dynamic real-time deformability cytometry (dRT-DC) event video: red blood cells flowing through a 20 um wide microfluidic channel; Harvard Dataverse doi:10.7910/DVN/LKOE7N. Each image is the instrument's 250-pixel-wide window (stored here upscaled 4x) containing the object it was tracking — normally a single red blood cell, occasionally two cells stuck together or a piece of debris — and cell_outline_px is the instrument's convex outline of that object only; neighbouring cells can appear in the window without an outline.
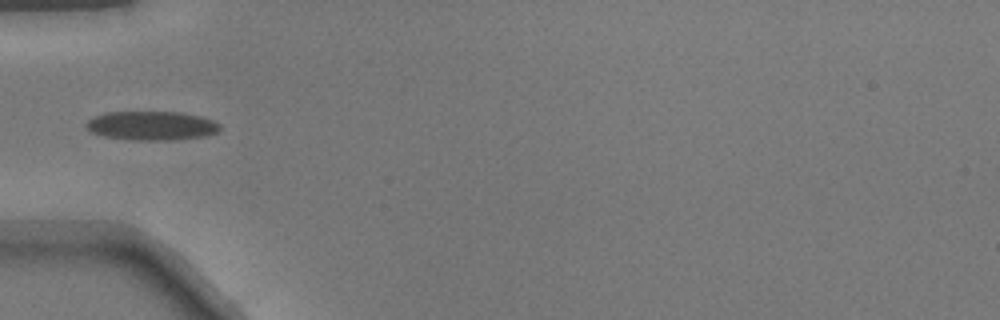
{"species": "common noctule bat (a hibernating species)", "species_latin": "Nyctalus noctula", "temperature_condition": "warm", "stored_images_in_passage": 34, "camera_frame_rate_fps": 3000, "um_per_image_px": 0.085, "animal": {"sex": "male", "body_mass_g": 17.9}, "frame": {"image": 1, "passage_image": 1, "time_ms": 0.0, "image_size_px": [1000, 320], "cell_outline_px": [[220, 128], [216, 132], [204, 136], [168, 140], [136, 140], [104, 136], [92, 132], [88, 128], [88, 120], [96, 116], [108, 112], [180, 112], [200, 116], [212, 120], [220, 124]], "centroid_in_image_um": [12.92, 10.68], "position_along_channel_um": 72.1, "area_um2": 22.2}}
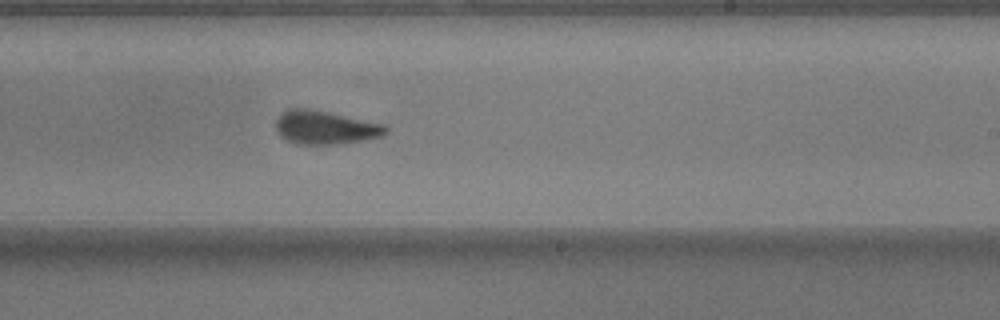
{"frame": {"image": 2, "passage_image": 15, "time_ms": 4.667, "image_size_px": [1000, 320], "cell_outline_px": [[388, 132], [384, 136], [336, 144], [296, 144], [280, 136], [276, 128], [276, 120], [280, 112], [288, 108], [308, 108], [328, 112], [384, 124], [388, 128]], "centroid_in_image_um": [27.62, 10.82], "position_along_channel_um": 261.4, "area_um2": 21.44}}
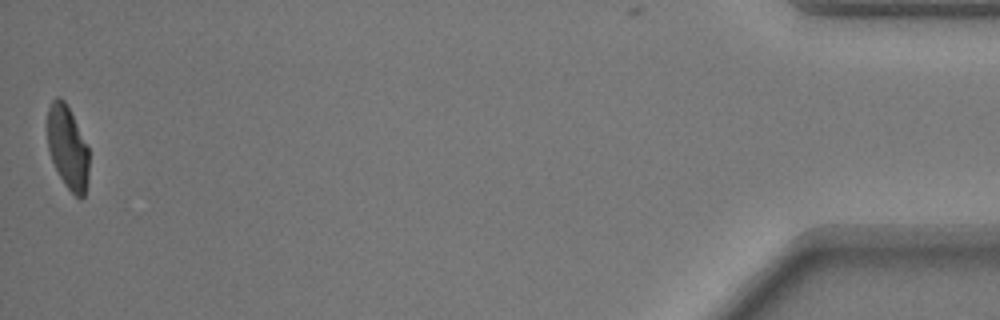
{"frame": {"image": 3, "passage_image": 34, "time_ms": 11.0, "image_size_px": [1000, 320], "cell_outline_px": [[88, 180], [84, 196], [80, 200], [64, 184], [52, 160], [48, 148], [48, 108], [52, 100], [56, 96], [60, 96], [64, 100], [88, 148]], "centroid_in_image_um": [5.74, 12.56], "position_along_channel_um": 429.5, "area_um2": 19.77}}